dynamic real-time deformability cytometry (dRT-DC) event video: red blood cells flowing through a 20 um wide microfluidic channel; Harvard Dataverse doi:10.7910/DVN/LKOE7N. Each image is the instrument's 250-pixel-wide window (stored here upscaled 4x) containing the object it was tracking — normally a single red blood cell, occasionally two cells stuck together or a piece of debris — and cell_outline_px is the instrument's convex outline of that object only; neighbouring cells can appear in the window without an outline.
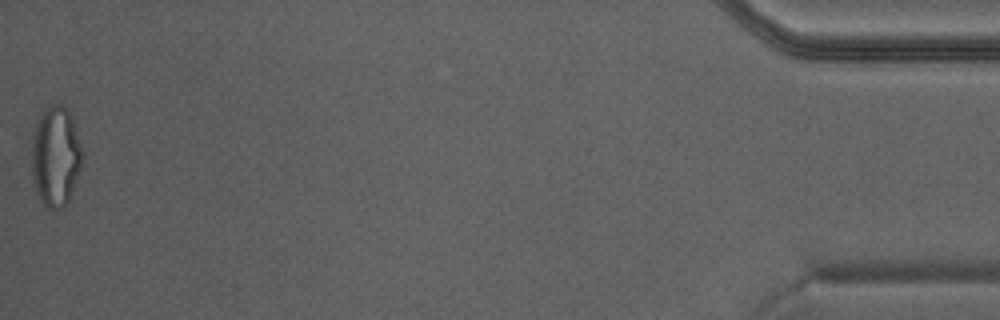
{"species": "Egyptian fruit bat (a non-hibernating species)", "species_latin": "Rousettus aegyptiacus", "temperature_condition": "warm", "stored_images_in_passage": 43, "camera_frame_rate_fps": 3000, "um_per_image_px": 0.085, "animal": {"sex": "male"}, "frame": {"image": 1, "passage_image": 43, "time_ms": 14.0, "image_size_px": [1000, 320], "cell_outline_px": [[84, 152], [80, 168], [68, 200], [64, 208], [48, 208], [40, 200], [36, 192], [32, 176], [32, 136], [40, 112], [52, 104], [60, 104], [68, 112], [72, 120]], "centroid_in_image_um": [4.71, 13.29], "position_along_channel_um": 430.5, "area_um2": 29.36}}